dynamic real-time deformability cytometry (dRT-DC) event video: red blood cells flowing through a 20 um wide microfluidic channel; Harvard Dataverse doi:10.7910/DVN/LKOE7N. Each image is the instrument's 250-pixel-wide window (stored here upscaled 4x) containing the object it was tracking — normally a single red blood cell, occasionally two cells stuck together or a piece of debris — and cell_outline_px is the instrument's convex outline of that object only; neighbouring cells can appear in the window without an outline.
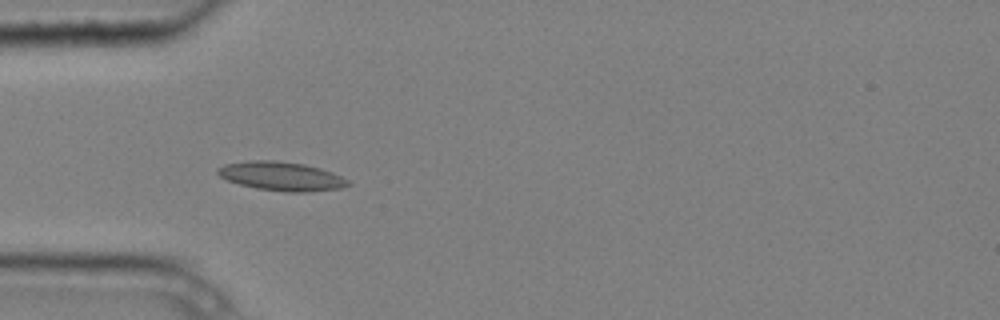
{"species": "common noctule bat (a hibernating species)", "species_latin": "Nyctalus noctula", "temperature_condition": "cold", "stored_images_in_passage": 3, "camera_frame_rate_fps": 3000, "um_per_image_px": 0.085, "animal": {"sex": "male", "body_mass_g": 20.4}, "frame": {"image": 1, "passage_image": 2, "time_ms": 0.333, "image_size_px": [1000, 320], "cell_outline_px": [[352, 184], [340, 188], [308, 192], [284, 192], [256, 188], [240, 184], [228, 180], [220, 176], [216, 172], [216, 168], [224, 164], [248, 160], [276, 160], [304, 164], [320, 168], [332, 172], [348, 180]], "centroid_in_image_um": [23.9, 14.97], "position_along_channel_um": 61.1, "area_um2": 22.02}}
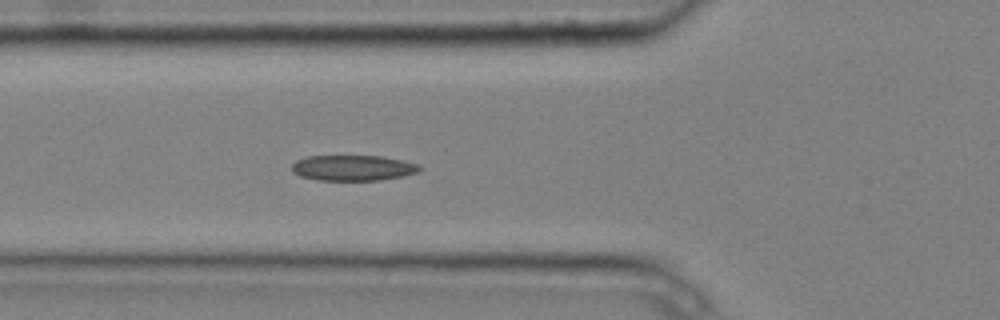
{"frame": {"image": 2, "passage_image": 3, "time_ms": 0.667, "image_size_px": [1000, 320], "cell_outline_px": [[420, 168], [416, 172], [400, 176], [380, 180], [316, 180], [300, 176], [292, 172], [292, 164], [296, 160], [308, 156], [380, 156], [404, 160], [420, 164]], "centroid_in_image_um": [29.97, 14.26], "position_along_channel_um": 95.8, "area_um2": 18.96}}